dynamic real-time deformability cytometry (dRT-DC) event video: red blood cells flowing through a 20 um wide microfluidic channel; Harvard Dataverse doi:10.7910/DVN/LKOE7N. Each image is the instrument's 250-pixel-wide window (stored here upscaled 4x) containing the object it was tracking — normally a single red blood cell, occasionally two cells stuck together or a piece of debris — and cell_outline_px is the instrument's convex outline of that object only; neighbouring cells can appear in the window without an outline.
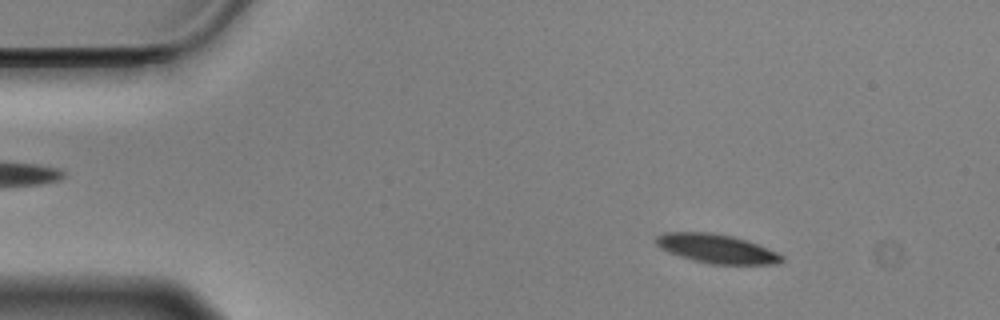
{"species": "Egyptian fruit bat (a non-hibernating species)", "species_latin": "Rousettus aegyptiacus", "temperature_condition": "cold", "stored_images_in_passage": 56, "camera_frame_rate_fps": 3000, "um_per_image_px": 0.085, "animal": {"sex": "male"}, "frame": {"image": 1, "passage_image": 7, "time_ms": 2.0, "image_size_px": [1000, 320], "cell_outline_px": [[784, 260], [780, 264], [708, 264], [692, 260], [668, 252], [660, 248], [656, 244], [656, 236], [664, 232], [712, 232], [732, 236], [756, 244], [776, 252], [784, 256]], "centroid_in_image_um": [60.89, 21.14], "position_along_channel_um": 24.1, "area_um2": 21.21}}
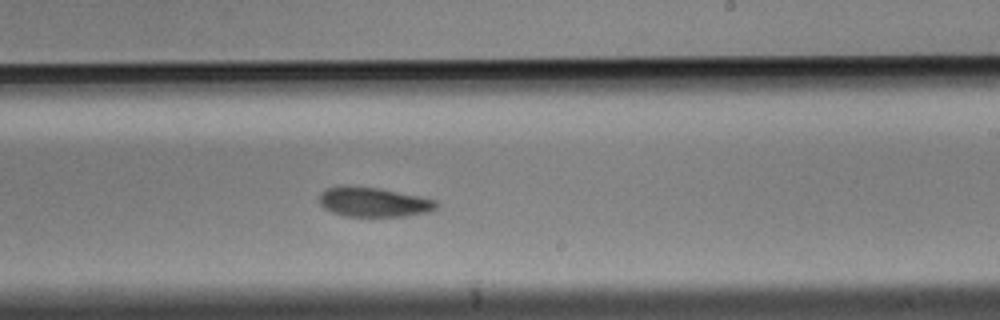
{"frame": {"image": 2, "passage_image": 33, "time_ms": 10.667, "image_size_px": [1000, 320], "cell_outline_px": [[436, 208], [428, 212], [408, 216], [348, 216], [332, 212], [324, 208], [320, 204], [320, 192], [328, 188], [348, 184], [376, 188], [420, 196], [436, 200]], "centroid_in_image_um": [31.73, 17.17], "position_along_channel_um": 257.3, "area_um2": 20.11}}
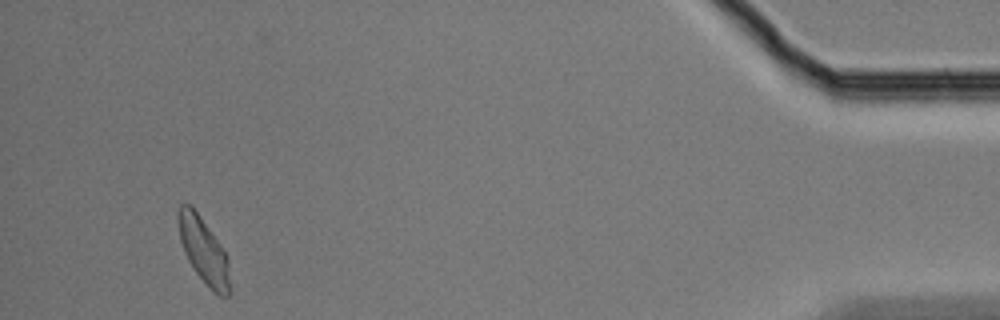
{"frame": {"image": 3, "passage_image": 53, "time_ms": 17.333, "image_size_px": [1000, 320], "cell_outline_px": [[228, 296], [220, 296], [212, 292], [196, 272], [188, 260], [184, 252], [180, 240], [180, 204], [188, 204], [200, 216], [220, 244], [228, 256]], "centroid_in_image_um": [17.33, 21.35], "position_along_channel_um": 417.9, "area_um2": 18.9}, "authors_computed_cell_mechanics": {"area_um2": 20.8947, "velocity_mm_per_s": 3.4897, "shape_relaxation_time_tau1_ms": 3.0357, "shape_relaxation_time_tau2_ms": 6.8676, "deformation_change_tau1": 0.1269, "deformation_change_tau2": 0.1313}}